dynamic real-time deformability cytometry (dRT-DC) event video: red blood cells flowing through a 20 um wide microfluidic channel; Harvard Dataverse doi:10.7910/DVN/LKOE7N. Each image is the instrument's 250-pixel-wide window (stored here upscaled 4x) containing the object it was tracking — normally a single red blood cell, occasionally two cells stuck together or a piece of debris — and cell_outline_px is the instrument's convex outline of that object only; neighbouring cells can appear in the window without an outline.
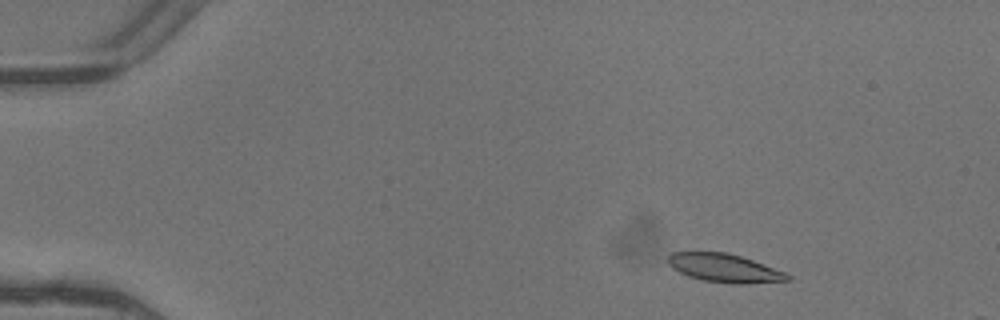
{"species": "common noctule bat (a hibernating species)", "species_latin": "Nyctalus noctula", "temperature_condition": "warm", "stored_images_in_passage": 6, "camera_frame_rate_fps": 3000, "um_per_image_px": 0.085, "animal": {"sex": "female"}, "frame": {"image": 1, "passage_image": 2, "time_ms": 0.333, "image_size_px": [1000, 320], "cell_outline_px": [[792, 280], [748, 284], [732, 284], [704, 280], [688, 276], [672, 268], [668, 264], [668, 256], [672, 252], [728, 252], [752, 260], [784, 272], [792, 276]], "centroid_in_image_um": [61.59, 22.79], "position_along_channel_um": 23.4, "area_um2": 19.77}}
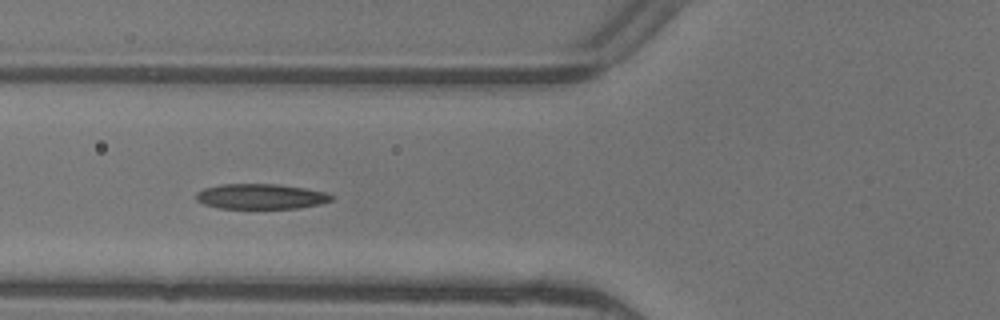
{"frame": {"image": 2, "passage_image": 5, "time_ms": 1.333, "image_size_px": [1000, 320], "cell_outline_px": [[336, 196], [332, 200], [320, 204], [300, 208], [216, 208], [204, 204], [196, 200], [196, 192], [204, 188], [224, 184], [276, 184], [304, 188], [328, 192]], "centroid_in_image_um": [22.2, 16.7], "position_along_channel_um": 103.6, "area_um2": 20.0}}
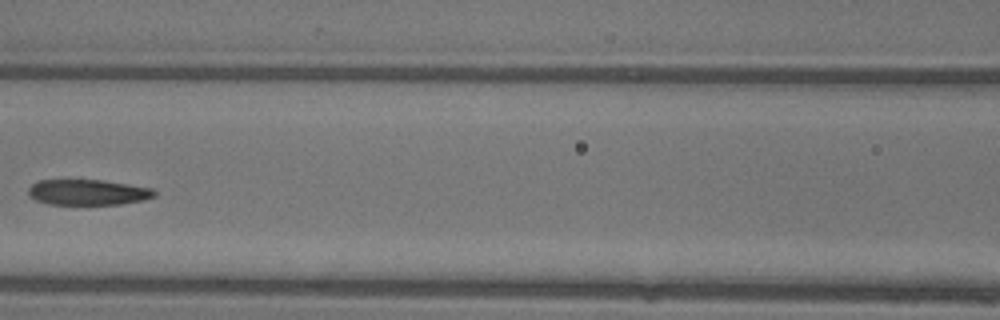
{"frame": {"image": 3, "passage_image": 6, "time_ms": 1.667, "image_size_px": [1000, 320], "cell_outline_px": [[156, 196], [144, 200], [120, 204], [48, 204], [36, 200], [28, 192], [28, 188], [32, 184], [40, 180], [104, 180], [152, 188], [156, 192]], "centroid_in_image_um": [7.5, 16.34], "position_along_channel_um": 159.1, "area_um2": 18.73}}